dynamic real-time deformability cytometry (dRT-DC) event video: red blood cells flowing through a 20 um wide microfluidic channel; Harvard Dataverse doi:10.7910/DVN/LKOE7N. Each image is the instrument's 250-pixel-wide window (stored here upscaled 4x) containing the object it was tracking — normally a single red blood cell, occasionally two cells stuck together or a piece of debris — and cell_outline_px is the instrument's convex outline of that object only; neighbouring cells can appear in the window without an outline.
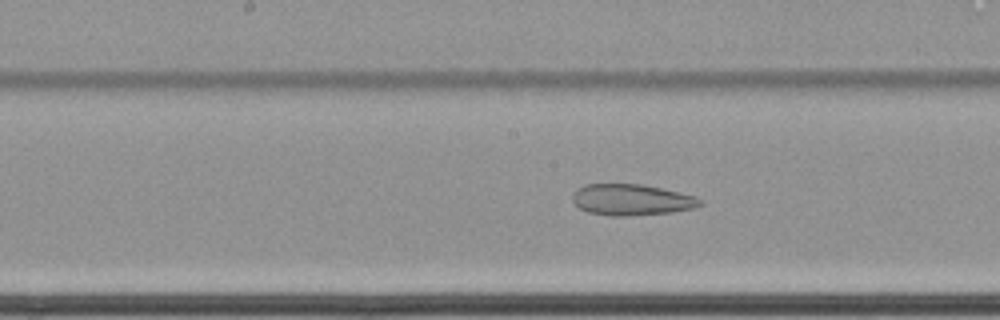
{"species": "common noctule bat (a hibernating species)", "species_latin": "Nyctalus noctula", "temperature_condition": "cold", "stored_images_in_passage": 48, "camera_frame_rate_fps": 3000, "um_per_image_px": 0.085, "animal": {"sex": "female", "body_mass_g": 22.7, "forearm_length_mm": 54.2}, "frame": {"image": 1, "passage_image": 20, "time_ms": 6.333, "image_size_px": [1000, 320], "cell_outline_px": [[704, 204], [696, 208], [672, 212], [624, 216], [608, 216], [588, 212], [580, 208], [572, 200], [572, 196], [576, 188], [584, 184], [640, 184], [660, 188], [696, 196], [704, 200]], "centroid_in_image_um": [53.7, 16.98], "position_along_channel_um": 194.5, "area_um2": 23.35}}
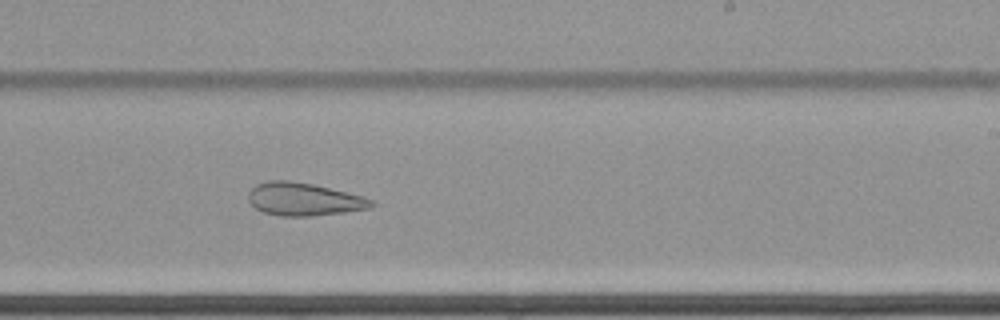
{"frame": {"image": 2, "passage_image": 26, "time_ms": 8.333, "image_size_px": [1000, 320], "cell_outline_px": [[376, 204], [368, 208], [344, 212], [312, 216], [280, 216], [264, 212], [256, 208], [248, 200], [248, 192], [256, 184], [268, 180], [288, 180], [312, 184], [364, 196], [372, 200]], "centroid_in_image_um": [25.81, 16.93], "position_along_channel_um": 263.2, "area_um2": 23.52}}
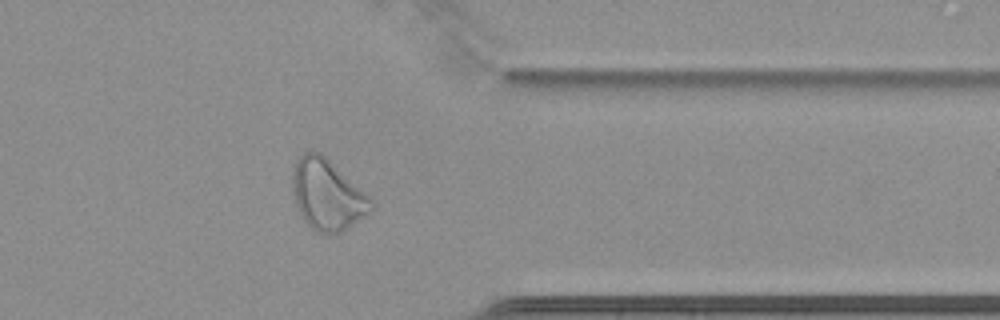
{"frame": {"image": 3, "passage_image": 37, "time_ms": 12.0, "image_size_px": [1000, 320], "cell_outline_px": [[372, 208], [368, 212], [340, 232], [328, 236], [316, 232], [300, 216], [296, 204], [292, 188], [292, 164], [304, 152], [320, 152], [364, 192], [372, 200]], "centroid_in_image_um": [27.75, 16.56], "position_along_channel_um": 383.7, "area_um2": 31.91}, "authors_computed_cell_mechanics": {"area_um2": 29.4202, "velocity_mm_per_s": 3.4424, "shape_relaxation_time_tau1_ms": null, "shape_relaxation_time_tau2_ms": 5.9998, "deformation_change_tau1": null, "deformation_change_tau2": 0.1327}}